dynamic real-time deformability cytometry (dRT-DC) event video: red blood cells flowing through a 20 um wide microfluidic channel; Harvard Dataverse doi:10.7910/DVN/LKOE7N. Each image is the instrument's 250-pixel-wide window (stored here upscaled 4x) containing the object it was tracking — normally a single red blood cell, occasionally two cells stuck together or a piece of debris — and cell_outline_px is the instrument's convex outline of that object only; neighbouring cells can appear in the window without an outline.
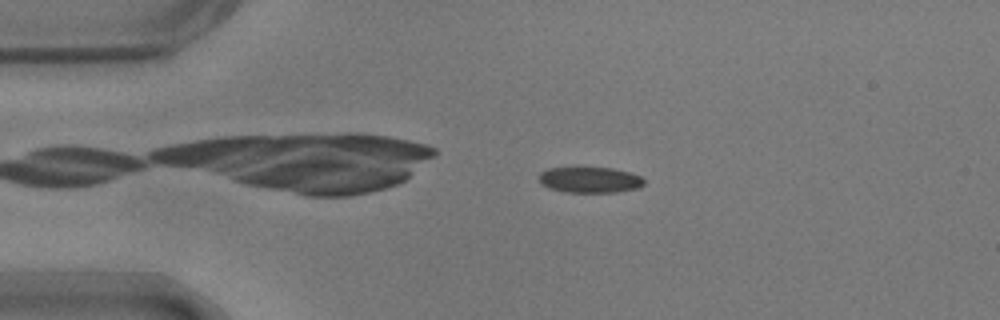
{"species": "common noctule bat (a hibernating species)", "species_latin": "Nyctalus noctula", "temperature_condition": "warm", "stored_images_in_passage": 52, "camera_frame_rate_fps": 3000, "um_per_image_px": 0.085, "animal": {"sex": "male", "body_mass_g": 17.9}, "frame": {"image": 1, "passage_image": 9, "time_ms": 2.667, "image_size_px": [1000, 320], "cell_outline_px": [[644, 184], [640, 188], [616, 192], [564, 192], [548, 188], [540, 184], [540, 172], [548, 168], [612, 168], [628, 172], [640, 176], [644, 180]], "centroid_in_image_um": [50.13, 15.3], "position_along_channel_um": 34.9, "area_um2": 15.78}}
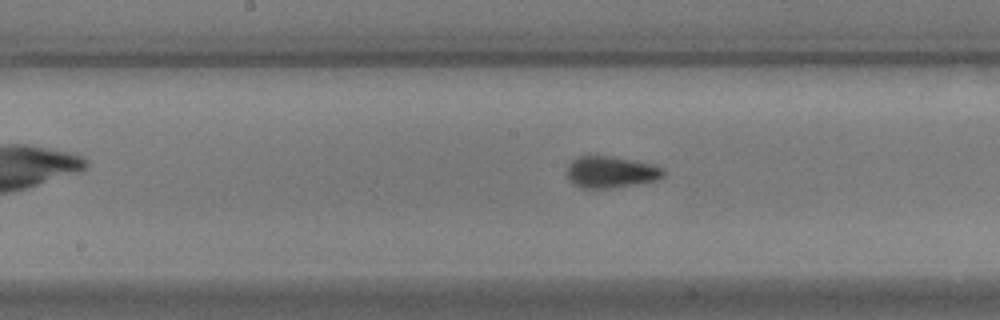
{"frame": {"image": 2, "passage_image": 25, "time_ms": 8.0, "image_size_px": [1000, 320], "cell_outline_px": [[664, 176], [656, 180], [636, 184], [608, 188], [580, 188], [572, 184], [568, 176], [568, 164], [576, 156], [588, 152], [612, 156], [652, 164], [664, 168]], "centroid_in_image_um": [51.87, 14.58], "position_along_channel_um": 196.3, "area_um2": 18.26}}
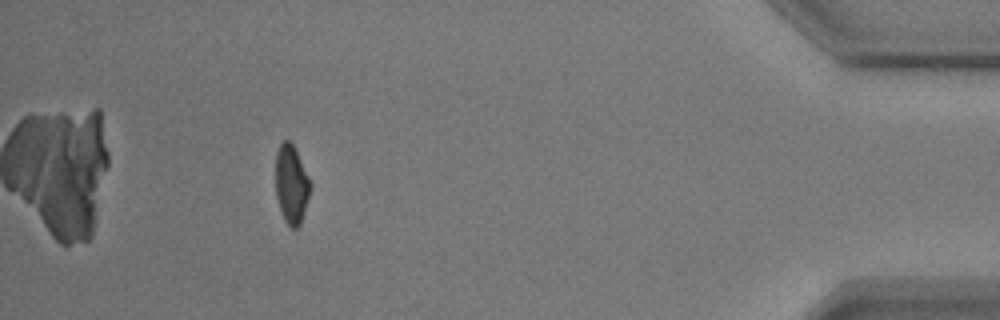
{"frame": {"image": 3, "passage_image": 47, "time_ms": 15.333, "image_size_px": [1000, 320], "cell_outline_px": [[312, 184], [300, 224], [296, 228], [292, 228], [284, 220], [276, 196], [276, 152], [280, 144], [284, 140], [288, 140], [292, 144]], "centroid_in_image_um": [24.76, 15.67], "position_along_channel_um": 410.4, "area_um2": 15.55}, "authors_computed_cell_mechanics": {"area_um2": 16.9932, "velocity_mm_per_s": 3.7064, "shape_relaxation_time_tau1_ms": 5.6306, "shape_relaxation_time_tau2_ms": null, "deformation_change_tau1": 0.13, "deformation_change_tau2": null}}